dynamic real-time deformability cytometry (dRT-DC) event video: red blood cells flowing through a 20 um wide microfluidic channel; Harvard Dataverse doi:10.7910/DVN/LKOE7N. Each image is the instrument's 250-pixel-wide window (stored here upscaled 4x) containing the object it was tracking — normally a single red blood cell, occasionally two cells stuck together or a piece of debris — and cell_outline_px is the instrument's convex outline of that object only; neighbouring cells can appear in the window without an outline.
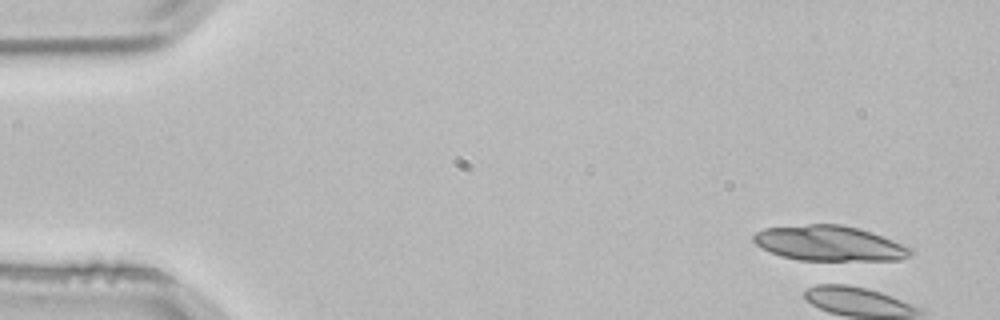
{"species": "common noctule bat (a hibernating species)", "species_latin": "Nyctalus noctula", "temperature_condition": "room temperature", "stored_images_in_passage": 4, "segment_of_instrument_passage": [2, 2], "camera_frame_rate_fps": 3000, "um_per_image_px": 0.085, "animal": {"sex": "male", "body_mass_g": 21.5, "forearm_length_mm": 52.0}, "frame": {"image": 1, "passage_image": 4, "time_ms": 1.0, "image_size_px": [1000, 320], "cell_outline_px": [[916, 252], [912, 256], [900, 260], [800, 260], [780, 256], [756, 244], [752, 240], [752, 236], [756, 232], [764, 228], [808, 224], [840, 224], [872, 232], [912, 248]], "centroid_in_image_um": [70.53, 20.69], "position_along_channel_um": 14.5, "area_um2": 32.19}}